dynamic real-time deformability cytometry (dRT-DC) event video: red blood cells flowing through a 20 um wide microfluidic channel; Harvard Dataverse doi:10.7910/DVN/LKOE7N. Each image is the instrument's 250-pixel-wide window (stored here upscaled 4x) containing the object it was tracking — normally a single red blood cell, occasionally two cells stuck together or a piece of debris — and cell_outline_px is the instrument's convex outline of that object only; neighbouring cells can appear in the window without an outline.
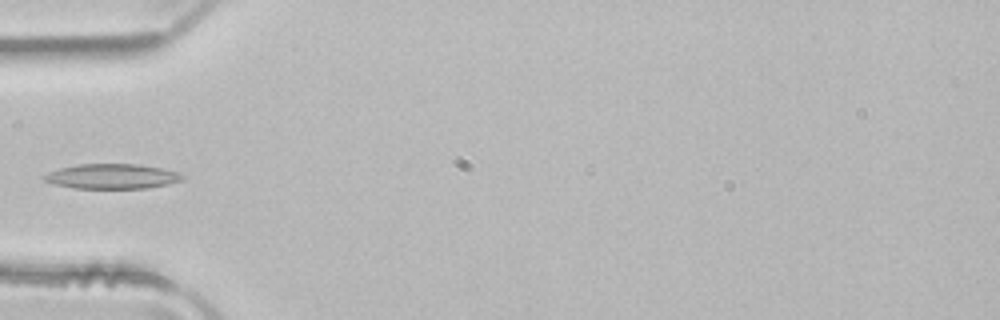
{"species": "common noctule bat (a hibernating species)", "species_latin": "Nyctalus noctula", "temperature_condition": "room temperature", "stored_images_in_passage": 4, "camera_frame_rate_fps": 3000, "um_per_image_px": 0.085, "animal": {"sex": "male", "body_mass_g": 21.5, "forearm_length_mm": 52.0}, "frame": {"image": 1, "passage_image": 4, "time_ms": 1.0, "image_size_px": [1000, 320], "cell_outline_px": [[184, 180], [168, 184], [148, 188], [76, 188], [56, 184], [44, 180], [40, 176], [48, 172], [60, 168], [76, 164], [140, 164], [180, 172], [184, 176]], "centroid_in_image_um": [9.54, 14.98], "position_along_channel_um": 75.5, "area_um2": 20.11}}